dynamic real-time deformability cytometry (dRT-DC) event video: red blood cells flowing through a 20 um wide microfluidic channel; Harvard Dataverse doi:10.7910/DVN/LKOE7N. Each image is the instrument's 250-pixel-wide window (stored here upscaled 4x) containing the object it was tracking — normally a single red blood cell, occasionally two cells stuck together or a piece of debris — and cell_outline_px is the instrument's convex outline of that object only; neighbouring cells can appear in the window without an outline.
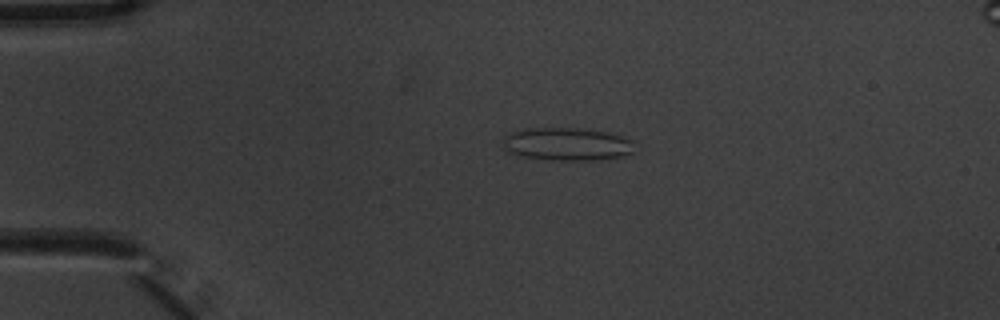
{"species": "common noctule bat (a hibernating species)", "species_latin": "Nyctalus noctula", "temperature_condition": "warm", "stored_images_in_passage": 4, "camera_frame_rate_fps": 3000, "um_per_image_px": 0.085, "animal": {"sex": "male", "body_mass_g": 20.1, "forearm_length_mm": 53.5}, "frame": {"image": 1, "passage_image": 3, "time_ms": 0.667, "image_size_px": [1000, 320], "cell_outline_px": [[636, 152], [624, 156], [592, 160], [552, 160], [520, 156], [508, 152], [504, 148], [504, 136], [508, 132], [524, 128], [576, 128], [604, 132], [620, 136], [628, 140]], "centroid_in_image_um": [48.12, 12.25], "position_along_channel_um": 36.9, "area_um2": 25.14}}